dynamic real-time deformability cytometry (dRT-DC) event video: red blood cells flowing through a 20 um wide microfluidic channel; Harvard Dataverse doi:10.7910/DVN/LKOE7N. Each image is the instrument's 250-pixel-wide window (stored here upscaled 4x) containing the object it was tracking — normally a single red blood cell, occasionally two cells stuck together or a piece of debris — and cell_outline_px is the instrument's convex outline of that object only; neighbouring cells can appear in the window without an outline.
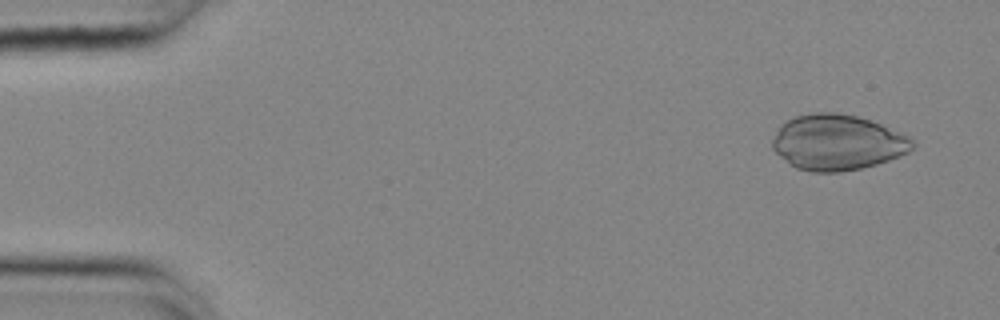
{"species": "common noctule bat (a hibernating species)", "species_latin": "Nyctalus noctula", "temperature_condition": "cold", "stored_images_in_passage": 53, "camera_frame_rate_fps": 3000, "um_per_image_px": 0.085, "animal": {"sex": "female", "body_mass_g": 25.1}, "frame": {"image": 1, "passage_image": 3, "time_ms": 0.667, "image_size_px": [1000, 320], "cell_outline_px": [[916, 144], [908, 152], [900, 156], [876, 164], [860, 168], [840, 172], [812, 172], [796, 168], [780, 156], [772, 148], [772, 140], [776, 132], [788, 120], [796, 116], [812, 112], [836, 112], [856, 116], [880, 124], [900, 132], [908, 136]], "centroid_in_image_um": [71.18, 12.11], "position_along_channel_um": 13.8, "area_um2": 45.03}}
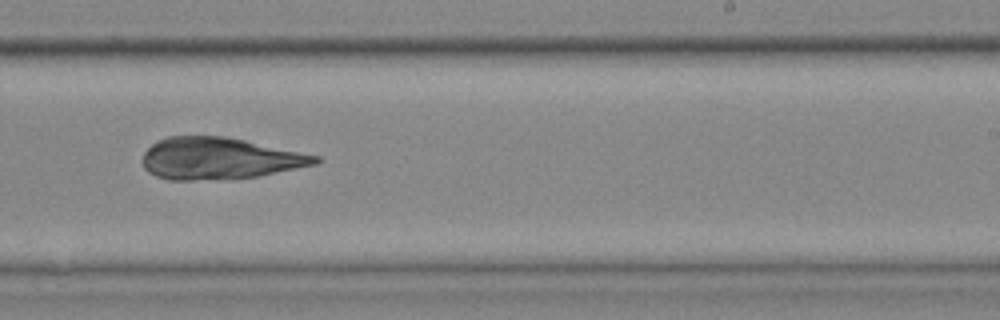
{"frame": {"image": 2, "passage_image": 33, "time_ms": 10.667, "image_size_px": [1000, 320], "cell_outline_px": [[320, 160], [316, 164], [260, 176], [192, 180], [168, 180], [156, 176], [148, 172], [144, 168], [144, 152], [152, 144], [168, 136], [224, 136], [244, 140], [320, 156]], "centroid_in_image_um": [18.64, 13.46], "position_along_channel_um": 270.4, "area_um2": 41.56}}
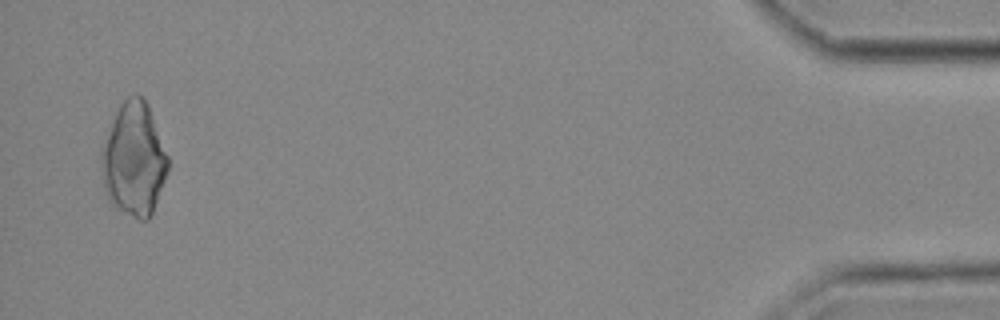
{"frame": {"image": 3, "passage_image": 52, "time_ms": 17.0, "image_size_px": [1000, 320], "cell_outline_px": [[168, 172], [152, 216], [148, 220], [140, 220], [116, 208], [108, 200], [104, 192], [100, 168], [100, 148], [116, 112], [120, 104], [128, 96], [136, 92], [148, 104], [168, 156]], "centroid_in_image_um": [11.36, 13.58], "position_along_channel_um": 423.8, "area_um2": 44.56}}